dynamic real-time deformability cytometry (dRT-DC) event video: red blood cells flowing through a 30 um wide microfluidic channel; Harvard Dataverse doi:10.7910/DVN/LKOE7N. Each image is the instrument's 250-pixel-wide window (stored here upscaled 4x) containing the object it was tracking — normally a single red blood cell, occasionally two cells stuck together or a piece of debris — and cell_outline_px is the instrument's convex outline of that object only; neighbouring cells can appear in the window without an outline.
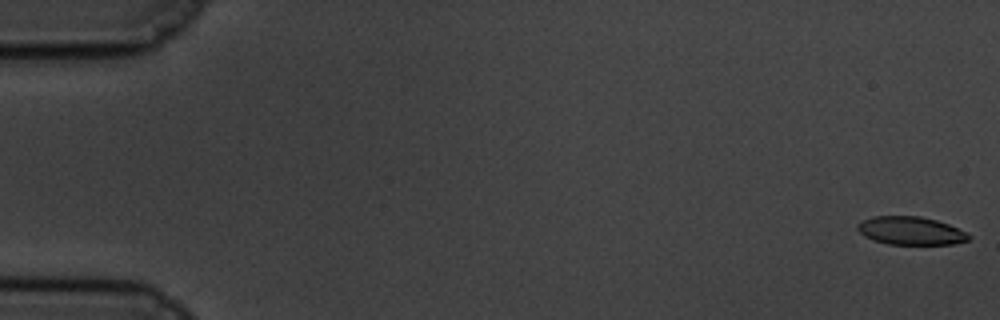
{"species": "common noctule bat (a hibernating species)", "species_latin": "Nyctalus noctula", "temperature_condition": "cold", "stored_images_in_passage": 59, "camera_frame_rate_fps": 3000, "um_per_image_px": 0.085, "animal": {"sex": "male", "body_mass_g": 19.5, "forearm_length_mm": 54.6}, "frame": {"image": 1, "passage_image": 1, "time_ms": 0.0, "image_size_px": [1000, 320], "cell_outline_px": [[972, 236], [968, 240], [952, 244], [888, 244], [872, 240], [864, 236], [856, 228], [856, 224], [872, 216], [920, 216], [936, 220], [948, 224], [968, 232]], "centroid_in_image_um": [77.41, 19.61], "position_along_channel_um": 7.6, "area_um2": 18.32}}
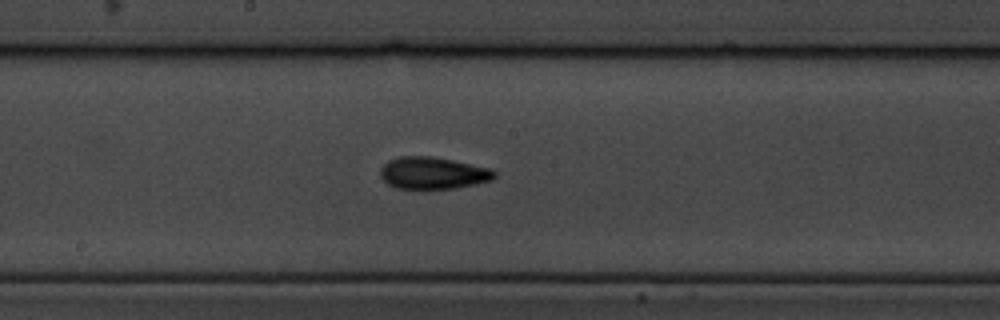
{"frame": {"image": 2, "passage_image": 32, "time_ms": 10.333, "image_size_px": [1000, 320], "cell_outline_px": [[496, 176], [492, 180], [476, 184], [456, 188], [396, 188], [388, 184], [380, 176], [380, 168], [388, 160], [400, 156], [432, 156], [492, 168], [496, 172]], "centroid_in_image_um": [36.81, 14.7], "position_along_channel_um": 211.4, "area_um2": 21.33}}
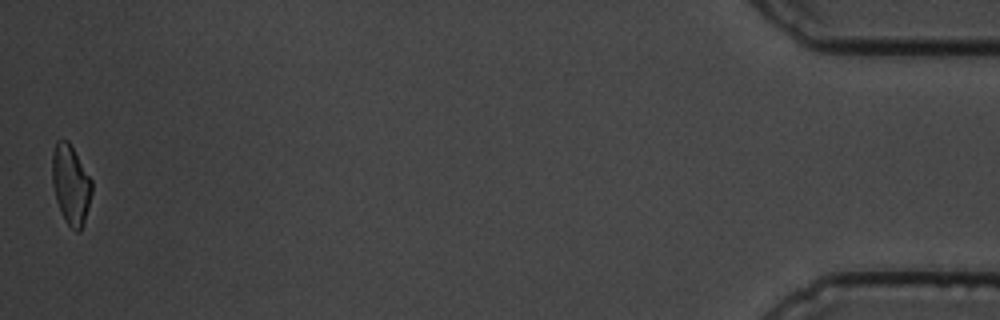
{"frame": {"image": 3, "passage_image": 59, "time_ms": 19.333, "image_size_px": [1000, 320], "cell_outline_px": [[92, 192], [88, 208], [80, 232], [76, 232], [64, 220], [56, 200], [52, 184], [52, 152], [56, 140], [68, 140], [92, 180]], "centroid_in_image_um": [6.0, 15.68], "position_along_channel_um": 429.2, "area_um2": 18.38}, "authors_computed_cell_mechanics": {"area_um2": 19.941, "velocity_mm_per_s": 3.4109, "shape_relaxation_time_tau1_ms": 6.6287, "shape_relaxation_time_tau2_ms": 2.9429, "deformation_change_tau1": 0.1819, "deformation_change_tau2": 0.0969}}